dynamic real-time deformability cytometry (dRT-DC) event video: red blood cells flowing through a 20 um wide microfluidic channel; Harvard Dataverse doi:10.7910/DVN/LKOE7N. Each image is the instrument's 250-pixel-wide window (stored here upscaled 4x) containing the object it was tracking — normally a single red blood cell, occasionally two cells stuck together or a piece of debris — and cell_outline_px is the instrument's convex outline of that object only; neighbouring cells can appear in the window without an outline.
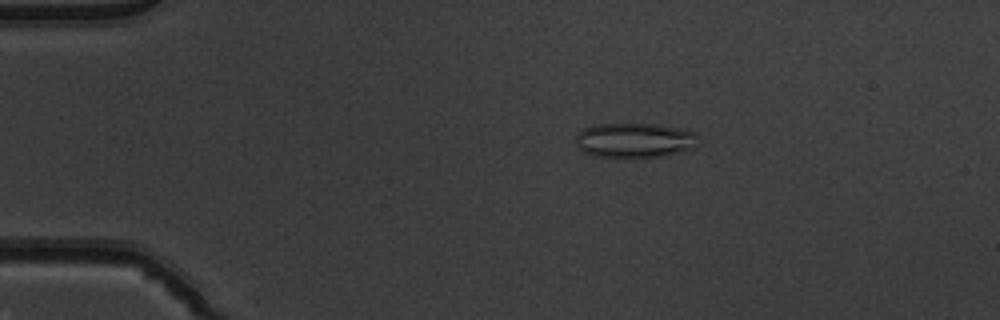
{"species": "common noctule bat (a hibernating species)", "species_latin": "Nyctalus noctula", "temperature_condition": "warm", "stored_images_in_passage": 49, "camera_frame_rate_fps": 3000, "um_per_image_px": 0.085, "animal": {"sex": "male", "body_mass_g": 19.5, "forearm_length_mm": 54.6}, "frame": {"image": 1, "passage_image": 8, "time_ms": 2.333, "image_size_px": [1000, 320], "cell_outline_px": [[696, 136], [692, 148], [680, 152], [664, 156], [592, 156], [576, 148], [576, 132], [584, 128], [596, 124], [652, 124], [676, 128], [692, 132]], "centroid_in_image_um": [53.82, 11.92], "position_along_channel_um": 31.2, "area_um2": 24.28}}
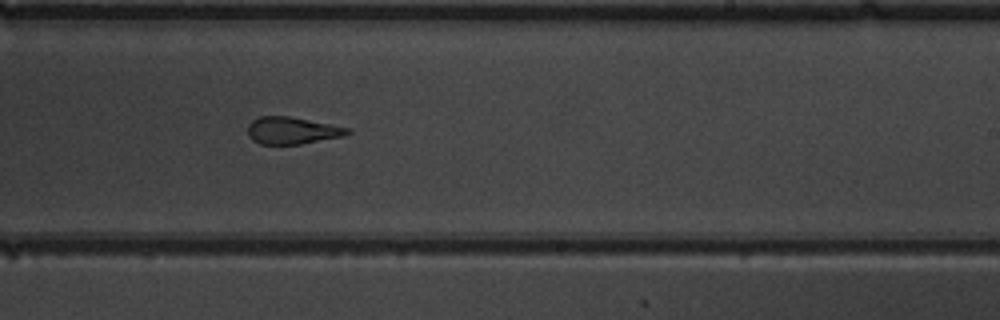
{"frame": {"image": 2, "passage_image": 30, "time_ms": 9.667, "image_size_px": [1000, 320], "cell_outline_px": [[352, 132], [344, 136], [300, 144], [260, 144], [252, 140], [248, 136], [248, 124], [252, 120], [260, 116], [288, 116], [352, 128]], "centroid_in_image_um": [24.84, 11.09], "position_along_channel_um": 264.2, "area_um2": 15.84}}
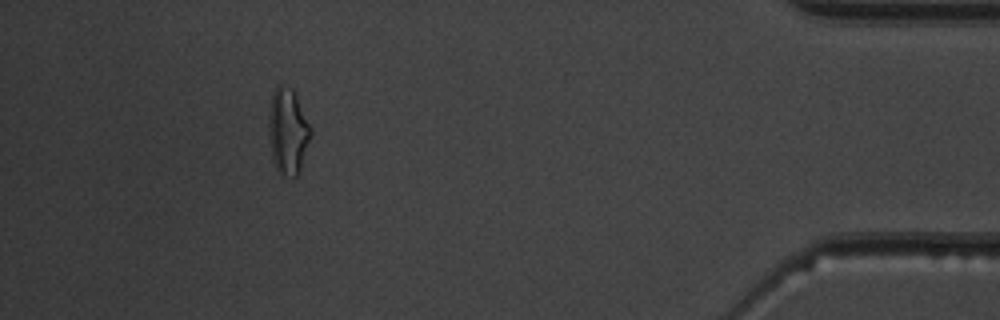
{"frame": {"image": 3, "passage_image": 45, "time_ms": 14.667, "image_size_px": [1000, 320], "cell_outline_px": [[312, 136], [300, 168], [296, 176], [280, 176], [272, 160], [268, 128], [268, 112], [272, 92], [280, 84], [284, 84], [292, 88], [296, 92], [312, 128]], "centroid_in_image_um": [24.47, 11.12], "position_along_channel_um": 410.7, "area_um2": 21.62}, "authors_computed_cell_mechanics": {"area_um2": 17.7446, "velocity_mm_per_s": 3.9691, "shape_relaxation_time_tau1_ms": null, "shape_relaxation_time_tau2_ms": 2.0142, "deformation_change_tau1": null, "deformation_change_tau2": 0.1222}}